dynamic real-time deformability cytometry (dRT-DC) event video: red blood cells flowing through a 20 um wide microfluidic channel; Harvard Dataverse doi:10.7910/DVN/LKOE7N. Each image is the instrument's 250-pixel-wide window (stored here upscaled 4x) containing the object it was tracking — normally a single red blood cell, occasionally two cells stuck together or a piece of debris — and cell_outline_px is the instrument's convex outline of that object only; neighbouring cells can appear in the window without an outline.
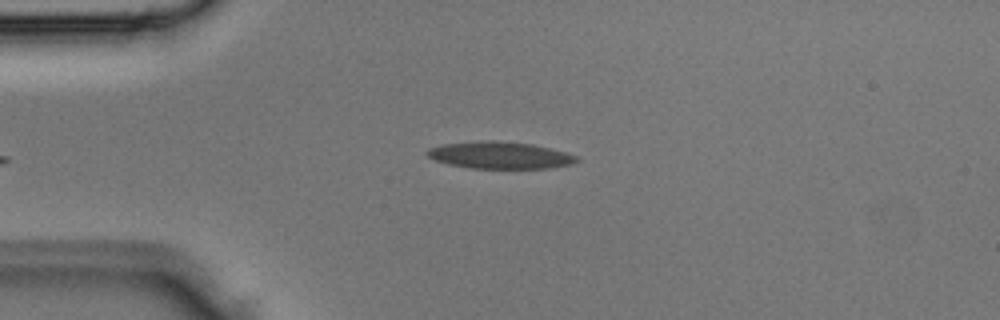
{"species": "Egyptian fruit bat (a non-hibernating species)", "species_latin": "Rousettus aegyptiacus", "temperature_condition": "room temperature", "stored_images_in_passage": 3, "camera_frame_rate_fps": 3000, "um_per_image_px": 0.085, "animal": {"sex": "male"}, "frame": {"image": 1, "passage_image": 3, "time_ms": 0.667, "image_size_px": [1000, 320], "cell_outline_px": [[580, 160], [572, 164], [552, 168], [472, 168], [448, 164], [436, 160], [428, 156], [424, 152], [428, 148], [444, 144], [484, 140], [496, 140], [532, 144], [564, 152], [576, 156]], "centroid_in_image_um": [42.48, 13.19], "position_along_channel_um": 42.5, "area_um2": 23.41}}